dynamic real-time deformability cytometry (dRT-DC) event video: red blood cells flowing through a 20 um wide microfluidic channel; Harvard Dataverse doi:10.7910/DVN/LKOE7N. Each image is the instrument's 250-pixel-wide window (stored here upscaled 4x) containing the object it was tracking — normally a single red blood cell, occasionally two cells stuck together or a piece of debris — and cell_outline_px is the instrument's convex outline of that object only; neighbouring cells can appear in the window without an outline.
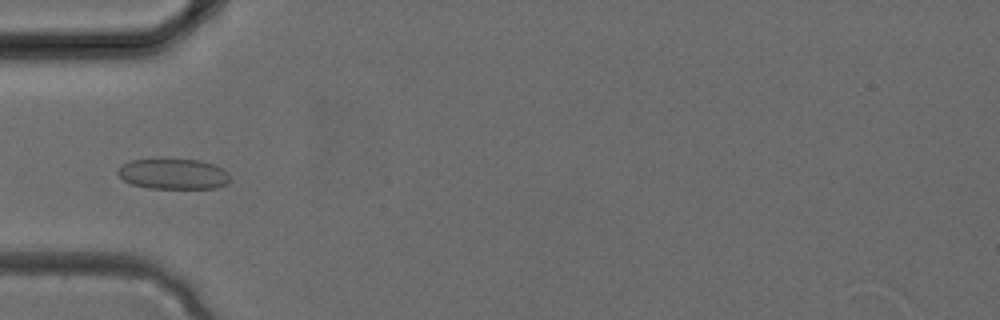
{"species": "common noctule bat (a hibernating species)", "species_latin": "Nyctalus noctula", "temperature_condition": "cold", "stored_images_in_passage": 28, "camera_frame_rate_fps": 3000, "um_per_image_px": 0.085, "animal": {"sex": "female", "body_mass_g": 24.6, "forearm_length_mm": 56.2}, "frame": {"image": 1, "passage_image": 4, "time_ms": 1.0, "image_size_px": [1000, 320], "cell_outline_px": [[228, 184], [216, 188], [148, 188], [132, 184], [124, 180], [116, 172], [116, 168], [120, 164], [132, 160], [156, 156], [160, 156], [200, 160], [224, 168], [228, 172]], "centroid_in_image_um": [14.67, 14.73], "position_along_channel_um": 70.3, "area_um2": 20.92}}
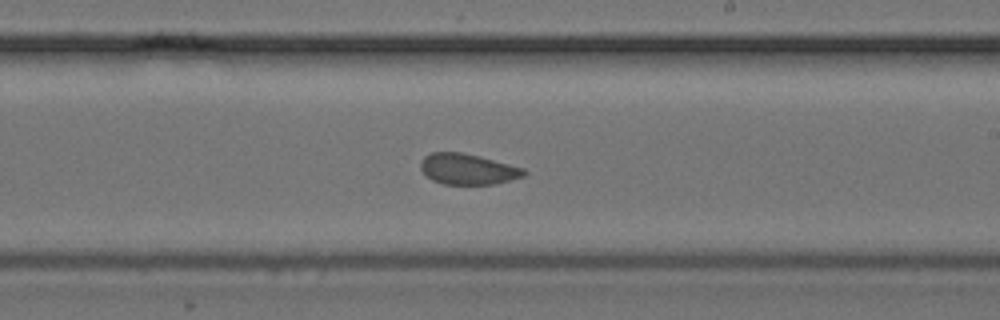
{"frame": {"image": 2, "passage_image": 13, "time_ms": 4.0, "image_size_px": [1000, 320], "cell_outline_px": [[528, 172], [524, 176], [496, 184], [444, 184], [432, 180], [420, 168], [420, 160], [424, 156], [432, 152], [460, 152], [480, 156], [524, 168]], "centroid_in_image_um": [39.77, 14.37], "position_along_channel_um": 249.2, "area_um2": 18.55}}
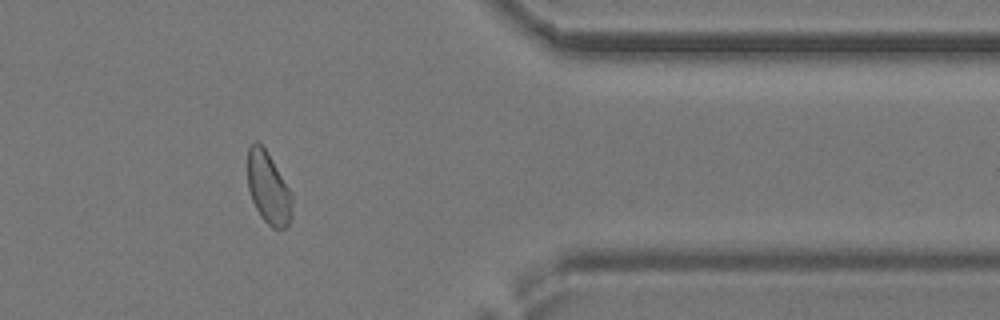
{"frame": {"image": 3, "passage_image": 21, "time_ms": 6.667, "image_size_px": [1000, 320], "cell_outline_px": [[292, 216], [288, 224], [284, 228], [272, 228], [260, 216], [252, 200], [248, 188], [248, 148], [256, 140], [268, 152], [288, 188], [292, 196]], "centroid_in_image_um": [22.8, 16.0], "position_along_channel_um": 388.6, "area_um2": 18.44}}